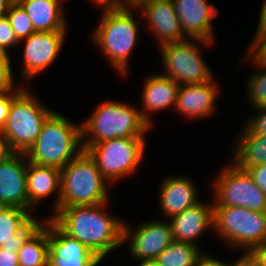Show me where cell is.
I'll list each match as a JSON object with an SVG mask.
<instances>
[{"label":"cell","mask_w":266,"mask_h":266,"mask_svg":"<svg viewBox=\"0 0 266 266\" xmlns=\"http://www.w3.org/2000/svg\"><path fill=\"white\" fill-rule=\"evenodd\" d=\"M258 259L259 266H266V245L252 250Z\"/></svg>","instance_id":"41"},{"label":"cell","mask_w":266,"mask_h":266,"mask_svg":"<svg viewBox=\"0 0 266 266\" xmlns=\"http://www.w3.org/2000/svg\"><path fill=\"white\" fill-rule=\"evenodd\" d=\"M172 1L184 36L213 42L212 19L218 15V9L207 0Z\"/></svg>","instance_id":"14"},{"label":"cell","mask_w":266,"mask_h":266,"mask_svg":"<svg viewBox=\"0 0 266 266\" xmlns=\"http://www.w3.org/2000/svg\"><path fill=\"white\" fill-rule=\"evenodd\" d=\"M139 266H160L156 259L141 260Z\"/></svg>","instance_id":"45"},{"label":"cell","mask_w":266,"mask_h":266,"mask_svg":"<svg viewBox=\"0 0 266 266\" xmlns=\"http://www.w3.org/2000/svg\"><path fill=\"white\" fill-rule=\"evenodd\" d=\"M260 73L252 74L248 80L247 90L253 107H266V67L260 66L253 58L251 59ZM263 71V72H262Z\"/></svg>","instance_id":"28"},{"label":"cell","mask_w":266,"mask_h":266,"mask_svg":"<svg viewBox=\"0 0 266 266\" xmlns=\"http://www.w3.org/2000/svg\"><path fill=\"white\" fill-rule=\"evenodd\" d=\"M160 187V207L168 218L182 213L197 203V189L194 182L185 177H166Z\"/></svg>","instance_id":"21"},{"label":"cell","mask_w":266,"mask_h":266,"mask_svg":"<svg viewBox=\"0 0 266 266\" xmlns=\"http://www.w3.org/2000/svg\"><path fill=\"white\" fill-rule=\"evenodd\" d=\"M11 151L8 149L6 140L4 136L2 135V132H0V160L5 158Z\"/></svg>","instance_id":"42"},{"label":"cell","mask_w":266,"mask_h":266,"mask_svg":"<svg viewBox=\"0 0 266 266\" xmlns=\"http://www.w3.org/2000/svg\"><path fill=\"white\" fill-rule=\"evenodd\" d=\"M258 110L257 116L249 119L245 124L243 133L253 135H266V107L255 108Z\"/></svg>","instance_id":"33"},{"label":"cell","mask_w":266,"mask_h":266,"mask_svg":"<svg viewBox=\"0 0 266 266\" xmlns=\"http://www.w3.org/2000/svg\"><path fill=\"white\" fill-rule=\"evenodd\" d=\"M143 12L153 34L159 39V46L177 43L184 37L172 0H155L138 7Z\"/></svg>","instance_id":"15"},{"label":"cell","mask_w":266,"mask_h":266,"mask_svg":"<svg viewBox=\"0 0 266 266\" xmlns=\"http://www.w3.org/2000/svg\"><path fill=\"white\" fill-rule=\"evenodd\" d=\"M192 41L193 43L186 39L160 47L161 60L166 69L162 75L169 77L179 85L200 84L212 79V72L204 63L196 44L209 47L213 42L199 39H192Z\"/></svg>","instance_id":"9"},{"label":"cell","mask_w":266,"mask_h":266,"mask_svg":"<svg viewBox=\"0 0 266 266\" xmlns=\"http://www.w3.org/2000/svg\"><path fill=\"white\" fill-rule=\"evenodd\" d=\"M17 252L0 248V266H19Z\"/></svg>","instance_id":"36"},{"label":"cell","mask_w":266,"mask_h":266,"mask_svg":"<svg viewBox=\"0 0 266 266\" xmlns=\"http://www.w3.org/2000/svg\"><path fill=\"white\" fill-rule=\"evenodd\" d=\"M257 28L258 29H256L257 31L255 34L266 33V0H264L260 11L259 23Z\"/></svg>","instance_id":"39"},{"label":"cell","mask_w":266,"mask_h":266,"mask_svg":"<svg viewBox=\"0 0 266 266\" xmlns=\"http://www.w3.org/2000/svg\"><path fill=\"white\" fill-rule=\"evenodd\" d=\"M145 138H114L93 145H83L110 183L137 170L145 151Z\"/></svg>","instance_id":"8"},{"label":"cell","mask_w":266,"mask_h":266,"mask_svg":"<svg viewBox=\"0 0 266 266\" xmlns=\"http://www.w3.org/2000/svg\"><path fill=\"white\" fill-rule=\"evenodd\" d=\"M213 188V206H236L266 212V194L259 189L247 170H241L232 161L218 175Z\"/></svg>","instance_id":"10"},{"label":"cell","mask_w":266,"mask_h":266,"mask_svg":"<svg viewBox=\"0 0 266 266\" xmlns=\"http://www.w3.org/2000/svg\"><path fill=\"white\" fill-rule=\"evenodd\" d=\"M213 217V205L207 206L202 202L170 217L173 240L197 245V237L214 227Z\"/></svg>","instance_id":"18"},{"label":"cell","mask_w":266,"mask_h":266,"mask_svg":"<svg viewBox=\"0 0 266 266\" xmlns=\"http://www.w3.org/2000/svg\"><path fill=\"white\" fill-rule=\"evenodd\" d=\"M6 16L19 42L36 32L30 17L20 3H11Z\"/></svg>","instance_id":"27"},{"label":"cell","mask_w":266,"mask_h":266,"mask_svg":"<svg viewBox=\"0 0 266 266\" xmlns=\"http://www.w3.org/2000/svg\"><path fill=\"white\" fill-rule=\"evenodd\" d=\"M102 260L99 257L66 258L48 256V266H97Z\"/></svg>","instance_id":"31"},{"label":"cell","mask_w":266,"mask_h":266,"mask_svg":"<svg viewBox=\"0 0 266 266\" xmlns=\"http://www.w3.org/2000/svg\"><path fill=\"white\" fill-rule=\"evenodd\" d=\"M40 224L28 210L0 206V248L18 251Z\"/></svg>","instance_id":"16"},{"label":"cell","mask_w":266,"mask_h":266,"mask_svg":"<svg viewBox=\"0 0 266 266\" xmlns=\"http://www.w3.org/2000/svg\"><path fill=\"white\" fill-rule=\"evenodd\" d=\"M219 89L213 79L200 84L180 85L175 108L187 118H204L214 113Z\"/></svg>","instance_id":"17"},{"label":"cell","mask_w":266,"mask_h":266,"mask_svg":"<svg viewBox=\"0 0 266 266\" xmlns=\"http://www.w3.org/2000/svg\"><path fill=\"white\" fill-rule=\"evenodd\" d=\"M196 266H228V263L217 258H212L209 254L202 253L197 260Z\"/></svg>","instance_id":"38"},{"label":"cell","mask_w":266,"mask_h":266,"mask_svg":"<svg viewBox=\"0 0 266 266\" xmlns=\"http://www.w3.org/2000/svg\"><path fill=\"white\" fill-rule=\"evenodd\" d=\"M19 43L7 16L0 17V52L8 54V47Z\"/></svg>","instance_id":"32"},{"label":"cell","mask_w":266,"mask_h":266,"mask_svg":"<svg viewBox=\"0 0 266 266\" xmlns=\"http://www.w3.org/2000/svg\"><path fill=\"white\" fill-rule=\"evenodd\" d=\"M92 1V0H91ZM95 4L101 6V8L121 7L125 6L126 0H93Z\"/></svg>","instance_id":"40"},{"label":"cell","mask_w":266,"mask_h":266,"mask_svg":"<svg viewBox=\"0 0 266 266\" xmlns=\"http://www.w3.org/2000/svg\"><path fill=\"white\" fill-rule=\"evenodd\" d=\"M103 11L93 40L115 70L125 75L129 69V56L137 42L139 25L131 14V7H110L103 8Z\"/></svg>","instance_id":"4"},{"label":"cell","mask_w":266,"mask_h":266,"mask_svg":"<svg viewBox=\"0 0 266 266\" xmlns=\"http://www.w3.org/2000/svg\"><path fill=\"white\" fill-rule=\"evenodd\" d=\"M63 0H21L37 32L67 31ZM61 5V6H60Z\"/></svg>","instance_id":"22"},{"label":"cell","mask_w":266,"mask_h":266,"mask_svg":"<svg viewBox=\"0 0 266 266\" xmlns=\"http://www.w3.org/2000/svg\"><path fill=\"white\" fill-rule=\"evenodd\" d=\"M12 3H19L21 0H10Z\"/></svg>","instance_id":"46"},{"label":"cell","mask_w":266,"mask_h":266,"mask_svg":"<svg viewBox=\"0 0 266 266\" xmlns=\"http://www.w3.org/2000/svg\"><path fill=\"white\" fill-rule=\"evenodd\" d=\"M54 113L42 105L28 88L13 101L2 135L11 152L26 153L38 138L45 121Z\"/></svg>","instance_id":"6"},{"label":"cell","mask_w":266,"mask_h":266,"mask_svg":"<svg viewBox=\"0 0 266 266\" xmlns=\"http://www.w3.org/2000/svg\"><path fill=\"white\" fill-rule=\"evenodd\" d=\"M252 44L246 52V60L253 58L260 66L266 67V33L254 34Z\"/></svg>","instance_id":"30"},{"label":"cell","mask_w":266,"mask_h":266,"mask_svg":"<svg viewBox=\"0 0 266 266\" xmlns=\"http://www.w3.org/2000/svg\"><path fill=\"white\" fill-rule=\"evenodd\" d=\"M25 153L10 152L0 160V206L28 210Z\"/></svg>","instance_id":"13"},{"label":"cell","mask_w":266,"mask_h":266,"mask_svg":"<svg viewBox=\"0 0 266 266\" xmlns=\"http://www.w3.org/2000/svg\"><path fill=\"white\" fill-rule=\"evenodd\" d=\"M108 181L86 150L61 169L59 209L107 203Z\"/></svg>","instance_id":"5"},{"label":"cell","mask_w":266,"mask_h":266,"mask_svg":"<svg viewBox=\"0 0 266 266\" xmlns=\"http://www.w3.org/2000/svg\"><path fill=\"white\" fill-rule=\"evenodd\" d=\"M213 216V229L227 244L247 251L266 245V212L213 206Z\"/></svg>","instance_id":"7"},{"label":"cell","mask_w":266,"mask_h":266,"mask_svg":"<svg viewBox=\"0 0 266 266\" xmlns=\"http://www.w3.org/2000/svg\"><path fill=\"white\" fill-rule=\"evenodd\" d=\"M81 128L83 145H93L114 138H144L151 126L138 109L111 100L98 105Z\"/></svg>","instance_id":"3"},{"label":"cell","mask_w":266,"mask_h":266,"mask_svg":"<svg viewBox=\"0 0 266 266\" xmlns=\"http://www.w3.org/2000/svg\"><path fill=\"white\" fill-rule=\"evenodd\" d=\"M133 230L124 223L123 242H130V254L137 260L156 259L174 241L170 221L152 220Z\"/></svg>","instance_id":"11"},{"label":"cell","mask_w":266,"mask_h":266,"mask_svg":"<svg viewBox=\"0 0 266 266\" xmlns=\"http://www.w3.org/2000/svg\"><path fill=\"white\" fill-rule=\"evenodd\" d=\"M243 255L234 264L228 266H259L256 254L253 251H245Z\"/></svg>","instance_id":"37"},{"label":"cell","mask_w":266,"mask_h":266,"mask_svg":"<svg viewBox=\"0 0 266 266\" xmlns=\"http://www.w3.org/2000/svg\"><path fill=\"white\" fill-rule=\"evenodd\" d=\"M40 224L18 250L19 266H48V219Z\"/></svg>","instance_id":"23"},{"label":"cell","mask_w":266,"mask_h":266,"mask_svg":"<svg viewBox=\"0 0 266 266\" xmlns=\"http://www.w3.org/2000/svg\"><path fill=\"white\" fill-rule=\"evenodd\" d=\"M199 246L186 242H171L156 260L160 266H196L202 251Z\"/></svg>","instance_id":"26"},{"label":"cell","mask_w":266,"mask_h":266,"mask_svg":"<svg viewBox=\"0 0 266 266\" xmlns=\"http://www.w3.org/2000/svg\"><path fill=\"white\" fill-rule=\"evenodd\" d=\"M26 183L29 212L33 211L34 205L37 204L36 202L53 194V192L57 193V191L54 212L59 209L61 169L53 166L36 165L28 161Z\"/></svg>","instance_id":"20"},{"label":"cell","mask_w":266,"mask_h":266,"mask_svg":"<svg viewBox=\"0 0 266 266\" xmlns=\"http://www.w3.org/2000/svg\"><path fill=\"white\" fill-rule=\"evenodd\" d=\"M11 3L12 2L10 0H0V17L6 16Z\"/></svg>","instance_id":"44"},{"label":"cell","mask_w":266,"mask_h":266,"mask_svg":"<svg viewBox=\"0 0 266 266\" xmlns=\"http://www.w3.org/2000/svg\"><path fill=\"white\" fill-rule=\"evenodd\" d=\"M67 31L34 32L26 40L21 76L27 79L46 70L59 55Z\"/></svg>","instance_id":"12"},{"label":"cell","mask_w":266,"mask_h":266,"mask_svg":"<svg viewBox=\"0 0 266 266\" xmlns=\"http://www.w3.org/2000/svg\"><path fill=\"white\" fill-rule=\"evenodd\" d=\"M236 146L232 162L241 170L266 163V135L242 133Z\"/></svg>","instance_id":"25"},{"label":"cell","mask_w":266,"mask_h":266,"mask_svg":"<svg viewBox=\"0 0 266 266\" xmlns=\"http://www.w3.org/2000/svg\"><path fill=\"white\" fill-rule=\"evenodd\" d=\"M10 56L0 52V95L15 90Z\"/></svg>","instance_id":"29"},{"label":"cell","mask_w":266,"mask_h":266,"mask_svg":"<svg viewBox=\"0 0 266 266\" xmlns=\"http://www.w3.org/2000/svg\"><path fill=\"white\" fill-rule=\"evenodd\" d=\"M48 256L66 258L97 257L78 239L66 234L51 218L48 219Z\"/></svg>","instance_id":"24"},{"label":"cell","mask_w":266,"mask_h":266,"mask_svg":"<svg viewBox=\"0 0 266 266\" xmlns=\"http://www.w3.org/2000/svg\"><path fill=\"white\" fill-rule=\"evenodd\" d=\"M82 142L81 124H74L54 112L25 155L36 165L62 169L84 150Z\"/></svg>","instance_id":"2"},{"label":"cell","mask_w":266,"mask_h":266,"mask_svg":"<svg viewBox=\"0 0 266 266\" xmlns=\"http://www.w3.org/2000/svg\"><path fill=\"white\" fill-rule=\"evenodd\" d=\"M24 87H17L11 92L0 95V132L3 131L6 119L9 114V109L12 101L24 90Z\"/></svg>","instance_id":"34"},{"label":"cell","mask_w":266,"mask_h":266,"mask_svg":"<svg viewBox=\"0 0 266 266\" xmlns=\"http://www.w3.org/2000/svg\"><path fill=\"white\" fill-rule=\"evenodd\" d=\"M259 189L266 194V163L247 169Z\"/></svg>","instance_id":"35"},{"label":"cell","mask_w":266,"mask_h":266,"mask_svg":"<svg viewBox=\"0 0 266 266\" xmlns=\"http://www.w3.org/2000/svg\"><path fill=\"white\" fill-rule=\"evenodd\" d=\"M151 1H155V0H126L125 6L136 9V7L138 8L140 5L151 2Z\"/></svg>","instance_id":"43"},{"label":"cell","mask_w":266,"mask_h":266,"mask_svg":"<svg viewBox=\"0 0 266 266\" xmlns=\"http://www.w3.org/2000/svg\"><path fill=\"white\" fill-rule=\"evenodd\" d=\"M142 90V118L152 126L151 116L153 112H160L176 105L180 85L174 80L162 74H154L146 78Z\"/></svg>","instance_id":"19"},{"label":"cell","mask_w":266,"mask_h":266,"mask_svg":"<svg viewBox=\"0 0 266 266\" xmlns=\"http://www.w3.org/2000/svg\"><path fill=\"white\" fill-rule=\"evenodd\" d=\"M107 203L58 209L51 219L101 260L123 242L124 222L106 213Z\"/></svg>","instance_id":"1"}]
</instances>
